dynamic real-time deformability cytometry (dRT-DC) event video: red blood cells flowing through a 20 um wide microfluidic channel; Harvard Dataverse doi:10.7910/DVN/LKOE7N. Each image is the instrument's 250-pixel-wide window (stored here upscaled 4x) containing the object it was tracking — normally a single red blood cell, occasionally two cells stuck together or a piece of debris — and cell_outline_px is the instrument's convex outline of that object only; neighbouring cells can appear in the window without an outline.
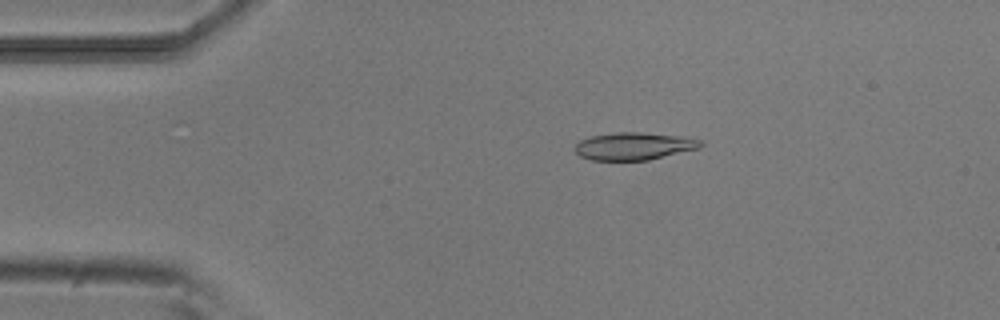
{"species": "common noctule bat (a hibernating species)", "species_latin": "Nyctalus noctula", "temperature_condition": "room temperature", "stored_images_in_passage": 18, "camera_frame_rate_fps": 3000, "um_per_image_px": 0.085, "animal": {"sex": "male", "body_mass_g": 20.5, "forearm_length_mm": 52.5}, "frame": {"image": 1, "passage_image": 1, "time_ms": 0.0, "image_size_px": [1000, 320], "cell_outline_px": [[704, 144], [700, 148], [648, 160], [592, 160], [580, 156], [576, 152], [576, 144], [580, 140], [592, 136], [616, 132], [640, 132], [684, 136], [704, 140]], "centroid_in_image_um": [53.95, 12.41], "position_along_channel_um": 31.0, "area_um2": 20.23}}
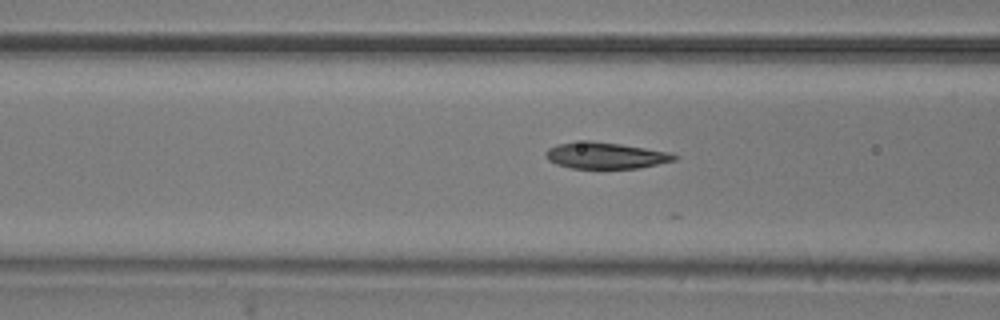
{"frame": {"image": 2, "passage_image": 11, "time_ms": 3.333, "image_size_px": [1000, 320], "cell_outline_px": [[680, 156], [676, 160], [640, 168], [572, 168], [556, 164], [548, 160], [544, 156], [544, 152], [548, 148], [556, 144], [588, 140], [620, 144], [668, 152]], "centroid_in_image_um": [51.44, 13.22], "position_along_channel_um": 115.2, "area_um2": 19.77}}
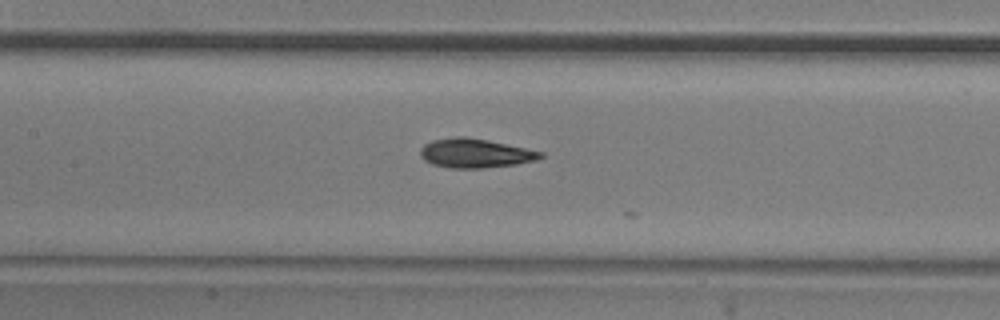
{"frame": {"image": 3, "passage_image": 15, "time_ms": 4.667, "image_size_px": [1000, 320], "cell_outline_px": [[544, 156], [536, 160], [516, 164], [484, 168], [452, 168], [432, 164], [424, 160], [420, 156], [420, 148], [424, 144], [432, 140], [456, 136], [464, 136], [488, 140], [544, 152]], "centroid_in_image_um": [40.37, 13.02], "position_along_channel_um": 167.0, "area_um2": 20.46}}